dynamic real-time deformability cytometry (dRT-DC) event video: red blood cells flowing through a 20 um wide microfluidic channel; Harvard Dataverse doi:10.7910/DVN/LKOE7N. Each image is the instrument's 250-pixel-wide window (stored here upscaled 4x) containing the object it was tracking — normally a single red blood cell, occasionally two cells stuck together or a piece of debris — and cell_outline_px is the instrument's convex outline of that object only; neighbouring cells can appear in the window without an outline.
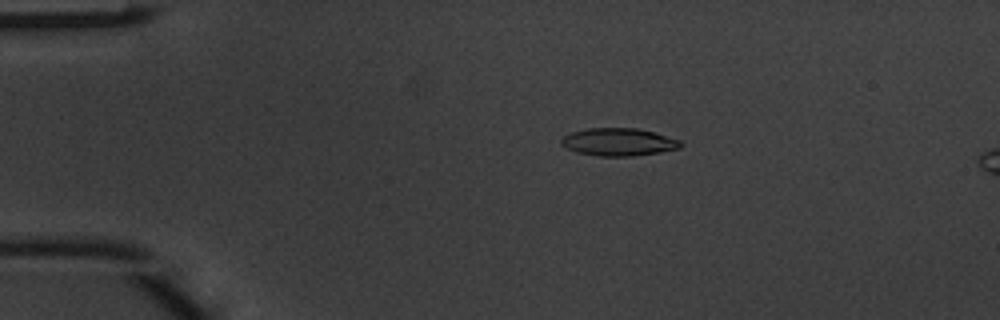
{"species": "common noctule bat (a hibernating species)", "species_latin": "Nyctalus noctula", "temperature_condition": "warm", "stored_images_in_passage": 2, "camera_frame_rate_fps": 3000, "um_per_image_px": 0.085, "animal": {"sex": "male", "body_mass_g": 20.1, "forearm_length_mm": 53.5}, "frame": {"image": 1, "passage_image": 1, "time_ms": 0.0, "image_size_px": [1000, 320], "cell_outline_px": [[684, 144], [680, 148], [660, 152], [632, 156], [596, 156], [576, 152], [560, 144], [560, 140], [564, 136], [572, 132], [588, 128], [636, 128], [652, 132], [680, 140]], "centroid_in_image_um": [52.57, 12.07], "position_along_channel_um": 32.4, "area_um2": 19.19}}